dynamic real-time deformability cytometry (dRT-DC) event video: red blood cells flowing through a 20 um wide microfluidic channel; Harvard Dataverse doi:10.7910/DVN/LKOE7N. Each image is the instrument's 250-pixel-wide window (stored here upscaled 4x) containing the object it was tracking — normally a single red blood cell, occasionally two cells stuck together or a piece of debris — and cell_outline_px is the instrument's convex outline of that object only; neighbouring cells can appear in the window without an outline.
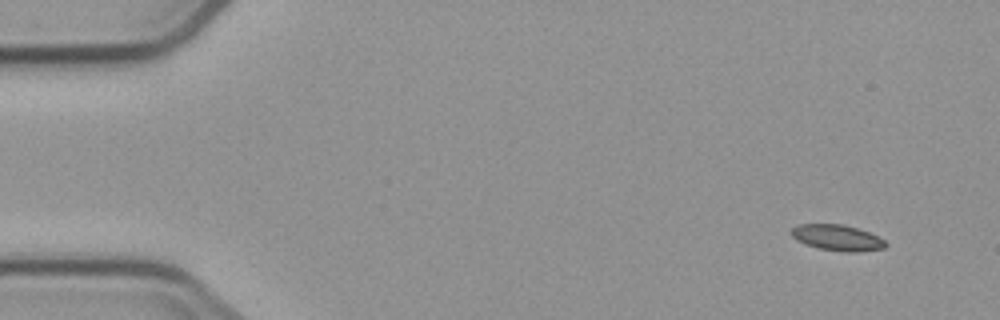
{"species": "common noctule bat (a hibernating species)", "species_latin": "Nyctalus noctula", "temperature_condition": "cold", "stored_images_in_passage": 10, "camera_frame_rate_fps": 3000, "um_per_image_px": 0.085, "animal": {"sex": "male", "body_mass_g": 23.1, "forearm_length_mm": 52.7}, "frame": {"image": 1, "passage_image": 1, "time_ms": 0.0, "image_size_px": [1000, 320], "cell_outline_px": [[888, 244], [884, 248], [856, 252], [844, 252], [820, 248], [804, 244], [796, 240], [788, 232], [792, 228], [800, 224], [844, 224], [880, 236]], "centroid_in_image_um": [71.16, 20.2], "position_along_channel_um": 13.8, "area_um2": 14.33}}
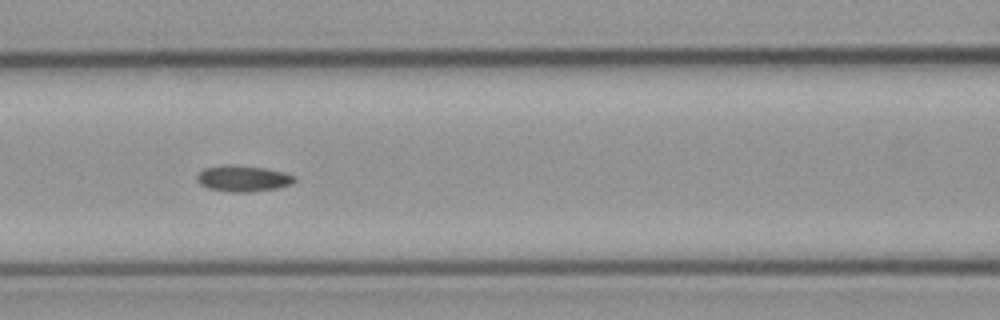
{"frame": {"image": 2, "passage_image": 6, "time_ms": 6.667, "image_size_px": [1000, 320], "cell_outline_px": [[296, 180], [292, 184], [280, 188], [248, 192], [232, 192], [208, 188], [200, 184], [196, 180], [196, 176], [204, 168], [228, 164], [236, 164], [264, 168], [284, 172], [296, 176]], "centroid_in_image_um": [20.68, 15.17], "position_along_channel_um": 145.9, "area_um2": 15.03}}
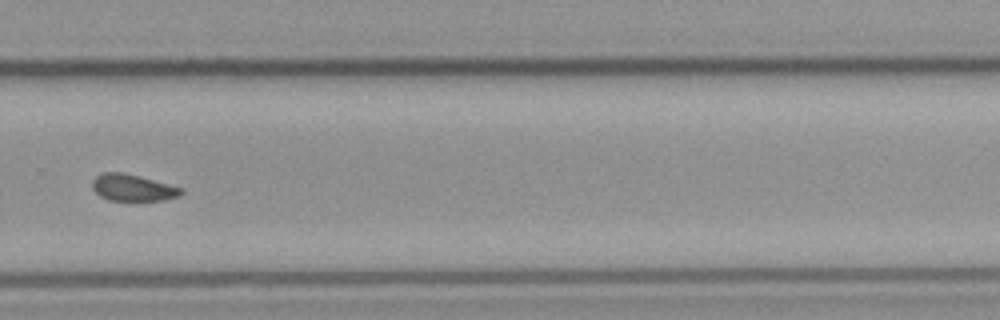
{"frame": {"image": 3, "passage_image": 10, "time_ms": 11.333, "image_size_px": [1000, 320], "cell_outline_px": [[184, 192], [180, 196], [164, 200], [108, 200], [100, 196], [92, 188], [92, 180], [96, 176], [104, 172], [124, 172], [140, 176], [184, 188]], "centroid_in_image_um": [11.31, 15.95], "position_along_channel_um": 318.5, "area_um2": 13.93}}